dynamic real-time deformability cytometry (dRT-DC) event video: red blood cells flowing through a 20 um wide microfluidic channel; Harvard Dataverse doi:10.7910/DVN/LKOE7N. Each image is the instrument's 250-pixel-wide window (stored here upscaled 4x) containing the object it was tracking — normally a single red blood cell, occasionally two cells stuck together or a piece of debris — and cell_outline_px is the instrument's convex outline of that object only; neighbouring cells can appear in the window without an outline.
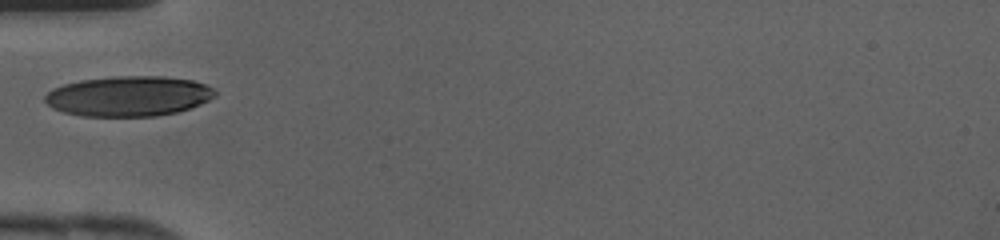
{"species": "human", "species_latin": "Homo sapiens", "temperature_condition": "cold", "stored_images_in_passage": 22, "camera_frame_rate_fps": 3000, "um_per_image_px": 0.085, "donor": {"sex": "female"}, "frame": {"image": 1, "passage_image": 1, "time_ms": 0.0, "image_size_px": [1000, 240], "cell_outline_px": [[216, 96], [200, 104], [176, 112], [156, 116], [80, 116], [64, 112], [52, 108], [44, 100], [44, 96], [52, 88], [64, 84], [80, 80], [116, 76], [164, 76], [192, 80], [208, 84], [216, 92]], "centroid_in_image_um": [10.92, 8.17], "position_along_channel_um": 74.1, "area_um2": 39.94}}
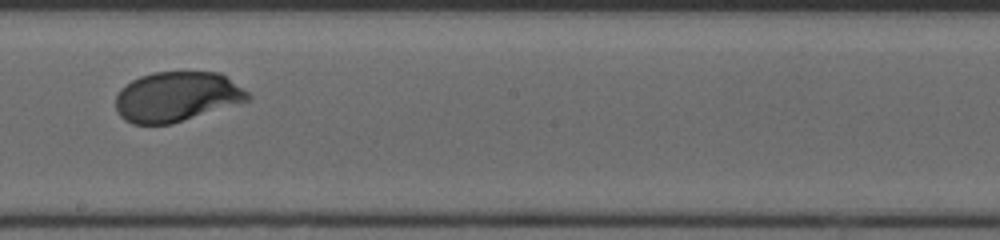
{"frame": {"image": 2, "passage_image": 11, "time_ms": 3.333, "image_size_px": [1000, 240], "cell_outline_px": [[252, 96], [248, 100], [172, 124], [132, 124], [124, 120], [116, 112], [116, 96], [120, 88], [132, 80], [140, 76], [152, 72], [220, 72], [248, 92]], "centroid_in_image_um": [14.98, 8.22], "position_along_channel_um": 233.2, "area_um2": 38.38}}
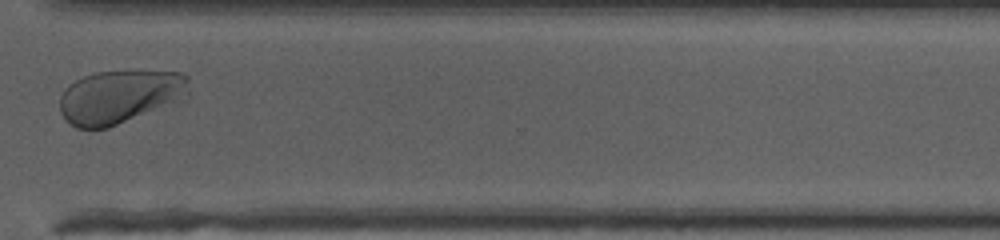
{"frame": {"image": 3, "passage_image": 19, "time_ms": 6.0, "image_size_px": [1000, 240], "cell_outline_px": [[188, 96], [108, 128], [76, 128], [64, 120], [60, 112], [60, 96], [64, 88], [76, 80], [84, 76], [96, 72], [184, 72], [188, 76]], "centroid_in_image_um": [10.13, 8.22], "position_along_channel_um": 360.5, "area_um2": 39.65}}